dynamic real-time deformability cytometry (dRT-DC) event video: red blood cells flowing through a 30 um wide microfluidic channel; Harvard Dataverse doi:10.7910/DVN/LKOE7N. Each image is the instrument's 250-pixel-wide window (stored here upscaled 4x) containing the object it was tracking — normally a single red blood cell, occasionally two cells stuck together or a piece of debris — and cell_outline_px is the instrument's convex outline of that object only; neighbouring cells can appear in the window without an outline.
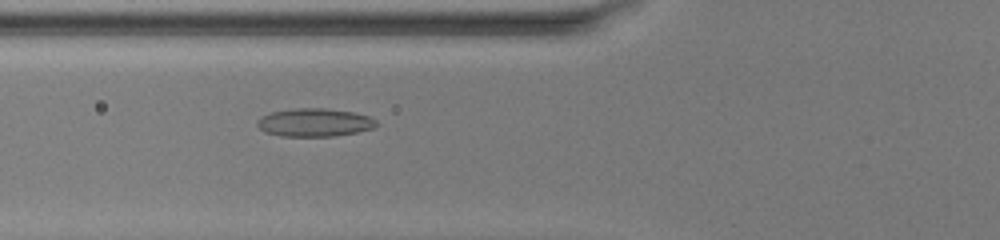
{"species": "common noctule bat (a hibernating species)", "species_latin": "Nyctalus noctula", "temperature_condition": "warm", "stored_images_in_passage": 38, "camera_frame_rate_fps": 3000, "um_per_image_px": 0.085, "animal": {"sex": "female", "body_mass_g": 20.0, "forearm_length_mm": 54.0}, "frame": {"image": 1, "passage_image": 8, "time_ms": 2.333, "image_size_px": [1000, 240], "cell_outline_px": [[380, 124], [372, 128], [356, 132], [332, 136], [280, 136], [264, 132], [256, 124], [256, 120], [260, 116], [272, 112], [296, 108], [324, 108], [356, 112], [368, 116], [376, 120]], "centroid_in_image_um": [26.72, 10.4], "position_along_channel_um": 99.1, "area_um2": 19.65}}
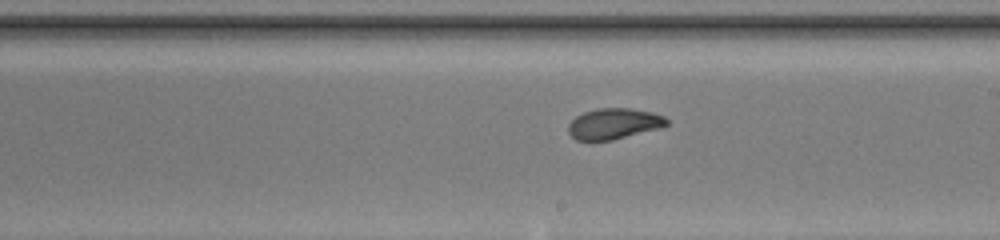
{"frame": {"image": 2, "passage_image": 18, "time_ms": 5.667, "image_size_px": [1000, 240], "cell_outline_px": [[668, 124], [660, 128], [612, 140], [576, 140], [568, 132], [568, 124], [576, 116], [584, 112], [596, 108], [632, 108], [652, 112], [664, 116], [668, 120]], "centroid_in_image_um": [52.18, 10.5], "position_along_channel_um": 236.8, "area_um2": 17.69}}
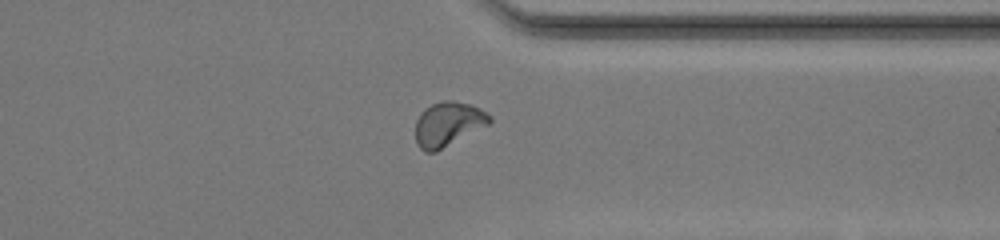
{"frame": {"image": 3, "passage_image": 28, "time_ms": 9.0, "image_size_px": [1000, 240], "cell_outline_px": [[492, 120], [488, 124], [436, 152], [424, 152], [416, 144], [416, 120], [420, 112], [424, 108], [432, 104], [444, 100], [452, 100], [472, 104], [480, 108], [492, 116]], "centroid_in_image_um": [38.07, 10.53], "position_along_channel_um": 373.3, "area_um2": 19.25}, "authors_computed_cell_mechanics": {"area_um2": 18.4671, "velocity_mm_per_s": 4.1293, "shape_relaxation_time_tau1_ms": 6.9656, "shape_relaxation_time_tau2_ms": 0.882, "deformation_change_tau1": 0.1987, "deformation_change_tau2": 0.0627}}